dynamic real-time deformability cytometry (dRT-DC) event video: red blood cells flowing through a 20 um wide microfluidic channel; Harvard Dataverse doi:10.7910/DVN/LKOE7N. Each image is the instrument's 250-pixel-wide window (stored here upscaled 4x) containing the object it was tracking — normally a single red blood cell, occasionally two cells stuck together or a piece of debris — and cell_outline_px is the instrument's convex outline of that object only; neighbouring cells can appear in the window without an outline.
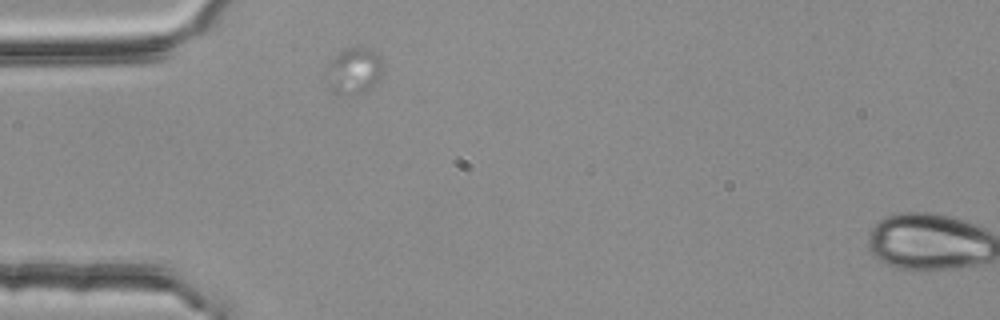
{"species": "common noctule bat (a hibernating species)", "species_latin": "Nyctalus noctula", "temperature_condition": "room temperature", "stored_images_in_passage": 2, "segment_of_instrument_passage": [1, 2], "camera_frame_rate_fps": 3000, "um_per_image_px": 0.085, "animal": {"sex": "female", "body_mass_g": 25.1}, "frame": {"image": 1, "passage_image": 1, "time_ms": 0.0, "image_size_px": [1000, 320], "cell_outline_px": [[384, 68], [380, 76], [368, 88], [340, 92], [332, 92], [328, 88], [324, 80], [324, 68], [344, 48], [356, 44], [364, 44], [372, 48], [380, 56], [384, 64]], "centroid_in_image_um": [30.05, 5.87], "position_along_channel_um": 55.0, "area_um2": 15.43}}